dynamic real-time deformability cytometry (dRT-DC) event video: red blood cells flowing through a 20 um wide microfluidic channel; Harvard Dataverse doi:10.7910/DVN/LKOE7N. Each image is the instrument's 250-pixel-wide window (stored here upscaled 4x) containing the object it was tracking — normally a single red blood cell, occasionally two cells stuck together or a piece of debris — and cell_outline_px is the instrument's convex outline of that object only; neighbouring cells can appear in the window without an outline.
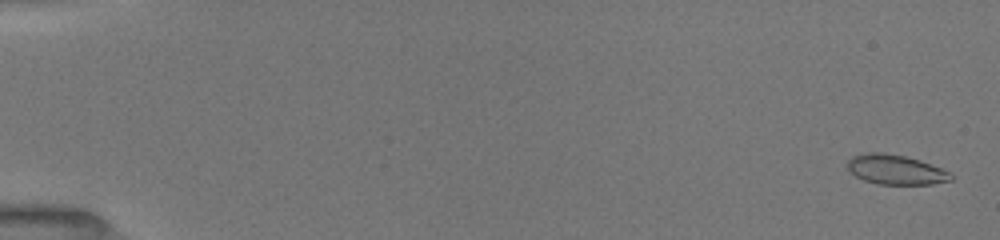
{"species": "common noctule bat (a hibernating species)", "species_latin": "Nyctalus noctula", "temperature_condition": "room temperature", "stored_images_in_passage": 25, "camera_frame_rate_fps": 3000, "um_per_image_px": 0.085, "animal": {"sex": "female", "body_mass_g": 19.5, "forearm_length_mm": 54.1}, "frame": {"image": 1, "passage_image": 1, "time_ms": 0.0, "image_size_px": [1000, 240], "cell_outline_px": [[956, 176], [952, 180], [932, 184], [876, 184], [864, 180], [856, 176], [848, 168], [848, 160], [852, 156], [868, 152], [884, 152], [904, 156], [920, 160], [952, 172]], "centroid_in_image_um": [76.18, 14.42], "position_along_channel_um": 8.8, "area_um2": 18.03}}
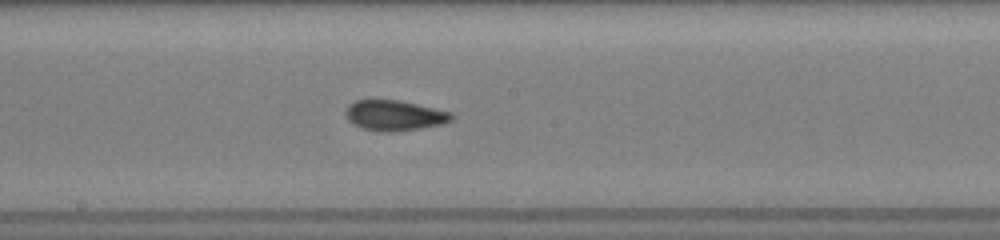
{"frame": {"image": 2, "passage_image": 11, "time_ms": 9.333, "image_size_px": [1000, 240], "cell_outline_px": [[456, 116], [452, 120], [444, 124], [420, 128], [392, 132], [380, 132], [364, 128], [348, 120], [344, 112], [348, 104], [356, 100], [372, 96], [400, 100], [452, 112]], "centroid_in_image_um": [33.51, 9.76], "position_along_channel_um": 214.7, "area_um2": 19.48}}
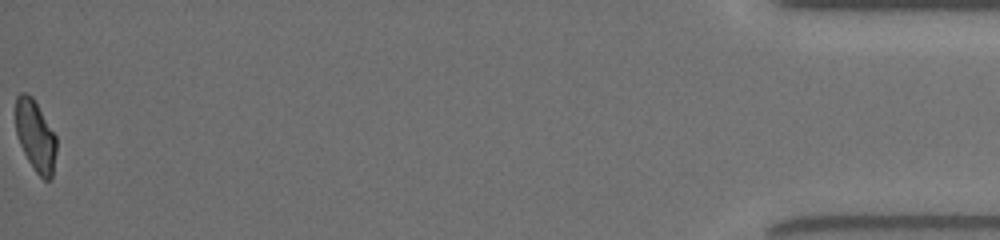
{"frame": {"image": 3, "passage_image": 25, "time_ms": 17.0, "image_size_px": [1000, 240], "cell_outline_px": [[56, 152], [52, 176], [48, 180], [44, 180], [36, 172], [28, 160], [16, 136], [16, 96], [20, 92], [28, 92], [32, 96], [56, 136]], "centroid_in_image_um": [3.0, 11.53], "position_along_channel_um": 432.2, "area_um2": 16.82}, "authors_computed_cell_mechanics": {"area_um2": 18.0336, "velocity_mm_per_s": 3.9967, "shape_relaxation_time_tau1_ms": 5.5363, "shape_relaxation_time_tau2_ms": 1.3919, "deformation_change_tau1": 0.1712, "deformation_change_tau2": 0.0557}}